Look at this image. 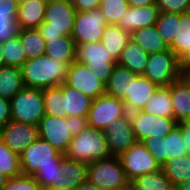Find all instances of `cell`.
I'll return each instance as SVG.
<instances>
[{"label": "cell", "instance_id": "cell-25", "mask_svg": "<svg viewBox=\"0 0 190 190\" xmlns=\"http://www.w3.org/2000/svg\"><path fill=\"white\" fill-rule=\"evenodd\" d=\"M149 54L131 39L122 50L120 59L117 61L119 66L128 68L132 73L143 75L148 63Z\"/></svg>", "mask_w": 190, "mask_h": 190}, {"label": "cell", "instance_id": "cell-7", "mask_svg": "<svg viewBox=\"0 0 190 190\" xmlns=\"http://www.w3.org/2000/svg\"><path fill=\"white\" fill-rule=\"evenodd\" d=\"M143 76L157 86H169L181 76V63L171 50L149 54Z\"/></svg>", "mask_w": 190, "mask_h": 190}, {"label": "cell", "instance_id": "cell-51", "mask_svg": "<svg viewBox=\"0 0 190 190\" xmlns=\"http://www.w3.org/2000/svg\"><path fill=\"white\" fill-rule=\"evenodd\" d=\"M175 190H190V179L177 185Z\"/></svg>", "mask_w": 190, "mask_h": 190}, {"label": "cell", "instance_id": "cell-45", "mask_svg": "<svg viewBox=\"0 0 190 190\" xmlns=\"http://www.w3.org/2000/svg\"><path fill=\"white\" fill-rule=\"evenodd\" d=\"M101 0H75L73 6L76 11L86 12L89 10L98 9Z\"/></svg>", "mask_w": 190, "mask_h": 190}, {"label": "cell", "instance_id": "cell-57", "mask_svg": "<svg viewBox=\"0 0 190 190\" xmlns=\"http://www.w3.org/2000/svg\"><path fill=\"white\" fill-rule=\"evenodd\" d=\"M42 1H44V2H46V3H47V2H50V1H52V0H42Z\"/></svg>", "mask_w": 190, "mask_h": 190}, {"label": "cell", "instance_id": "cell-6", "mask_svg": "<svg viewBox=\"0 0 190 190\" xmlns=\"http://www.w3.org/2000/svg\"><path fill=\"white\" fill-rule=\"evenodd\" d=\"M75 61L91 68L98 76V80L105 85L117 64V61L100 41L76 45Z\"/></svg>", "mask_w": 190, "mask_h": 190}, {"label": "cell", "instance_id": "cell-5", "mask_svg": "<svg viewBox=\"0 0 190 190\" xmlns=\"http://www.w3.org/2000/svg\"><path fill=\"white\" fill-rule=\"evenodd\" d=\"M11 120L37 125L45 116L42 89L24 87L11 100Z\"/></svg>", "mask_w": 190, "mask_h": 190}, {"label": "cell", "instance_id": "cell-15", "mask_svg": "<svg viewBox=\"0 0 190 190\" xmlns=\"http://www.w3.org/2000/svg\"><path fill=\"white\" fill-rule=\"evenodd\" d=\"M38 132L41 139L65 154L73 138L70 116L57 118L45 115L38 124Z\"/></svg>", "mask_w": 190, "mask_h": 190}, {"label": "cell", "instance_id": "cell-26", "mask_svg": "<svg viewBox=\"0 0 190 190\" xmlns=\"http://www.w3.org/2000/svg\"><path fill=\"white\" fill-rule=\"evenodd\" d=\"M130 39L141 46L148 54L170 50V47L160 36L156 25L134 30L130 34Z\"/></svg>", "mask_w": 190, "mask_h": 190}, {"label": "cell", "instance_id": "cell-18", "mask_svg": "<svg viewBox=\"0 0 190 190\" xmlns=\"http://www.w3.org/2000/svg\"><path fill=\"white\" fill-rule=\"evenodd\" d=\"M160 14L156 4L143 7H129L117 24L121 29L130 34L137 29L155 25Z\"/></svg>", "mask_w": 190, "mask_h": 190}, {"label": "cell", "instance_id": "cell-17", "mask_svg": "<svg viewBox=\"0 0 190 190\" xmlns=\"http://www.w3.org/2000/svg\"><path fill=\"white\" fill-rule=\"evenodd\" d=\"M39 137L38 126L10 121L1 129V141L13 152L21 153Z\"/></svg>", "mask_w": 190, "mask_h": 190}, {"label": "cell", "instance_id": "cell-23", "mask_svg": "<svg viewBox=\"0 0 190 190\" xmlns=\"http://www.w3.org/2000/svg\"><path fill=\"white\" fill-rule=\"evenodd\" d=\"M63 89V114L67 116L87 117L92 99L80 91L70 88L65 83L60 85Z\"/></svg>", "mask_w": 190, "mask_h": 190}, {"label": "cell", "instance_id": "cell-16", "mask_svg": "<svg viewBox=\"0 0 190 190\" xmlns=\"http://www.w3.org/2000/svg\"><path fill=\"white\" fill-rule=\"evenodd\" d=\"M104 133L111 156L119 157L137 141L129 113L108 125Z\"/></svg>", "mask_w": 190, "mask_h": 190}, {"label": "cell", "instance_id": "cell-14", "mask_svg": "<svg viewBox=\"0 0 190 190\" xmlns=\"http://www.w3.org/2000/svg\"><path fill=\"white\" fill-rule=\"evenodd\" d=\"M65 84L92 100L106 94V85L92 69L77 61L69 65Z\"/></svg>", "mask_w": 190, "mask_h": 190}, {"label": "cell", "instance_id": "cell-39", "mask_svg": "<svg viewBox=\"0 0 190 190\" xmlns=\"http://www.w3.org/2000/svg\"><path fill=\"white\" fill-rule=\"evenodd\" d=\"M62 175L63 166L60 164L41 166L32 176L42 189H57L59 184H61Z\"/></svg>", "mask_w": 190, "mask_h": 190}, {"label": "cell", "instance_id": "cell-12", "mask_svg": "<svg viewBox=\"0 0 190 190\" xmlns=\"http://www.w3.org/2000/svg\"><path fill=\"white\" fill-rule=\"evenodd\" d=\"M129 115L132 121L134 136L139 142L148 137L161 139L169 134L178 123L174 118L149 115L143 111L132 112Z\"/></svg>", "mask_w": 190, "mask_h": 190}, {"label": "cell", "instance_id": "cell-22", "mask_svg": "<svg viewBox=\"0 0 190 190\" xmlns=\"http://www.w3.org/2000/svg\"><path fill=\"white\" fill-rule=\"evenodd\" d=\"M20 0H0V43L19 35L20 27L16 20Z\"/></svg>", "mask_w": 190, "mask_h": 190}, {"label": "cell", "instance_id": "cell-54", "mask_svg": "<svg viewBox=\"0 0 190 190\" xmlns=\"http://www.w3.org/2000/svg\"><path fill=\"white\" fill-rule=\"evenodd\" d=\"M60 1H63L65 3H68V4H72L74 3L75 0H60Z\"/></svg>", "mask_w": 190, "mask_h": 190}, {"label": "cell", "instance_id": "cell-33", "mask_svg": "<svg viewBox=\"0 0 190 190\" xmlns=\"http://www.w3.org/2000/svg\"><path fill=\"white\" fill-rule=\"evenodd\" d=\"M130 187L132 190H175L163 169L134 178L130 181Z\"/></svg>", "mask_w": 190, "mask_h": 190}, {"label": "cell", "instance_id": "cell-32", "mask_svg": "<svg viewBox=\"0 0 190 190\" xmlns=\"http://www.w3.org/2000/svg\"><path fill=\"white\" fill-rule=\"evenodd\" d=\"M134 75L128 68L116 64L106 84V94L124 101L128 97L129 81Z\"/></svg>", "mask_w": 190, "mask_h": 190}, {"label": "cell", "instance_id": "cell-50", "mask_svg": "<svg viewBox=\"0 0 190 190\" xmlns=\"http://www.w3.org/2000/svg\"><path fill=\"white\" fill-rule=\"evenodd\" d=\"M74 190H102L97 185L89 182L86 180L85 182L81 183L76 189Z\"/></svg>", "mask_w": 190, "mask_h": 190}, {"label": "cell", "instance_id": "cell-24", "mask_svg": "<svg viewBox=\"0 0 190 190\" xmlns=\"http://www.w3.org/2000/svg\"><path fill=\"white\" fill-rule=\"evenodd\" d=\"M61 165L63 175L57 189L74 190L87 180L88 164L64 156Z\"/></svg>", "mask_w": 190, "mask_h": 190}, {"label": "cell", "instance_id": "cell-38", "mask_svg": "<svg viewBox=\"0 0 190 190\" xmlns=\"http://www.w3.org/2000/svg\"><path fill=\"white\" fill-rule=\"evenodd\" d=\"M45 106V115L64 118L63 114V89L60 86L50 87L42 90Z\"/></svg>", "mask_w": 190, "mask_h": 190}, {"label": "cell", "instance_id": "cell-29", "mask_svg": "<svg viewBox=\"0 0 190 190\" xmlns=\"http://www.w3.org/2000/svg\"><path fill=\"white\" fill-rule=\"evenodd\" d=\"M146 114L158 117L173 118V107L169 86H158L153 96L145 104L143 110Z\"/></svg>", "mask_w": 190, "mask_h": 190}, {"label": "cell", "instance_id": "cell-3", "mask_svg": "<svg viewBox=\"0 0 190 190\" xmlns=\"http://www.w3.org/2000/svg\"><path fill=\"white\" fill-rule=\"evenodd\" d=\"M76 12L72 4L60 0L47 2L44 21L38 27L44 40L71 36Z\"/></svg>", "mask_w": 190, "mask_h": 190}, {"label": "cell", "instance_id": "cell-48", "mask_svg": "<svg viewBox=\"0 0 190 190\" xmlns=\"http://www.w3.org/2000/svg\"><path fill=\"white\" fill-rule=\"evenodd\" d=\"M181 77L190 87V61L181 64Z\"/></svg>", "mask_w": 190, "mask_h": 190}, {"label": "cell", "instance_id": "cell-28", "mask_svg": "<svg viewBox=\"0 0 190 190\" xmlns=\"http://www.w3.org/2000/svg\"><path fill=\"white\" fill-rule=\"evenodd\" d=\"M129 40V32L121 29L118 25L107 24L100 42L106 47L111 56L118 61Z\"/></svg>", "mask_w": 190, "mask_h": 190}, {"label": "cell", "instance_id": "cell-31", "mask_svg": "<svg viewBox=\"0 0 190 190\" xmlns=\"http://www.w3.org/2000/svg\"><path fill=\"white\" fill-rule=\"evenodd\" d=\"M24 87L19 67L3 66L0 68V97L10 101Z\"/></svg>", "mask_w": 190, "mask_h": 190}, {"label": "cell", "instance_id": "cell-8", "mask_svg": "<svg viewBox=\"0 0 190 190\" xmlns=\"http://www.w3.org/2000/svg\"><path fill=\"white\" fill-rule=\"evenodd\" d=\"M64 156V153L38 137L20 155L22 175L32 176L41 166L60 165Z\"/></svg>", "mask_w": 190, "mask_h": 190}, {"label": "cell", "instance_id": "cell-35", "mask_svg": "<svg viewBox=\"0 0 190 190\" xmlns=\"http://www.w3.org/2000/svg\"><path fill=\"white\" fill-rule=\"evenodd\" d=\"M162 169L175 187L188 181L190 179V154L167 160Z\"/></svg>", "mask_w": 190, "mask_h": 190}, {"label": "cell", "instance_id": "cell-27", "mask_svg": "<svg viewBox=\"0 0 190 190\" xmlns=\"http://www.w3.org/2000/svg\"><path fill=\"white\" fill-rule=\"evenodd\" d=\"M169 47L181 64L190 61V11L180 14L177 36Z\"/></svg>", "mask_w": 190, "mask_h": 190}, {"label": "cell", "instance_id": "cell-36", "mask_svg": "<svg viewBox=\"0 0 190 190\" xmlns=\"http://www.w3.org/2000/svg\"><path fill=\"white\" fill-rule=\"evenodd\" d=\"M0 174L8 179L22 175L20 155L0 140Z\"/></svg>", "mask_w": 190, "mask_h": 190}, {"label": "cell", "instance_id": "cell-9", "mask_svg": "<svg viewBox=\"0 0 190 190\" xmlns=\"http://www.w3.org/2000/svg\"><path fill=\"white\" fill-rule=\"evenodd\" d=\"M153 158L161 165L167 160L189 154L187 145L183 140L181 128L176 125L169 134L161 139L148 137L142 141Z\"/></svg>", "mask_w": 190, "mask_h": 190}, {"label": "cell", "instance_id": "cell-30", "mask_svg": "<svg viewBox=\"0 0 190 190\" xmlns=\"http://www.w3.org/2000/svg\"><path fill=\"white\" fill-rule=\"evenodd\" d=\"M46 55L49 58L61 60L69 65L75 61L76 44L71 36L47 39L45 41Z\"/></svg>", "mask_w": 190, "mask_h": 190}, {"label": "cell", "instance_id": "cell-42", "mask_svg": "<svg viewBox=\"0 0 190 190\" xmlns=\"http://www.w3.org/2000/svg\"><path fill=\"white\" fill-rule=\"evenodd\" d=\"M38 182L33 176L20 175L9 178L1 190H41Z\"/></svg>", "mask_w": 190, "mask_h": 190}, {"label": "cell", "instance_id": "cell-20", "mask_svg": "<svg viewBox=\"0 0 190 190\" xmlns=\"http://www.w3.org/2000/svg\"><path fill=\"white\" fill-rule=\"evenodd\" d=\"M45 8L42 0H20L16 18L20 29H38L44 21Z\"/></svg>", "mask_w": 190, "mask_h": 190}, {"label": "cell", "instance_id": "cell-52", "mask_svg": "<svg viewBox=\"0 0 190 190\" xmlns=\"http://www.w3.org/2000/svg\"><path fill=\"white\" fill-rule=\"evenodd\" d=\"M5 66L4 54H3V43H0V68Z\"/></svg>", "mask_w": 190, "mask_h": 190}, {"label": "cell", "instance_id": "cell-56", "mask_svg": "<svg viewBox=\"0 0 190 190\" xmlns=\"http://www.w3.org/2000/svg\"><path fill=\"white\" fill-rule=\"evenodd\" d=\"M41 190H62V189H52V188H46V189H41Z\"/></svg>", "mask_w": 190, "mask_h": 190}, {"label": "cell", "instance_id": "cell-34", "mask_svg": "<svg viewBox=\"0 0 190 190\" xmlns=\"http://www.w3.org/2000/svg\"><path fill=\"white\" fill-rule=\"evenodd\" d=\"M18 36L27 60L46 55L45 40L38 29H20Z\"/></svg>", "mask_w": 190, "mask_h": 190}, {"label": "cell", "instance_id": "cell-11", "mask_svg": "<svg viewBox=\"0 0 190 190\" xmlns=\"http://www.w3.org/2000/svg\"><path fill=\"white\" fill-rule=\"evenodd\" d=\"M127 114L123 101L104 94L92 100L87 121L88 125L99 130H105L108 125Z\"/></svg>", "mask_w": 190, "mask_h": 190}, {"label": "cell", "instance_id": "cell-13", "mask_svg": "<svg viewBox=\"0 0 190 190\" xmlns=\"http://www.w3.org/2000/svg\"><path fill=\"white\" fill-rule=\"evenodd\" d=\"M107 22L101 10L94 9L86 12H76L71 37L75 44L99 42Z\"/></svg>", "mask_w": 190, "mask_h": 190}, {"label": "cell", "instance_id": "cell-41", "mask_svg": "<svg viewBox=\"0 0 190 190\" xmlns=\"http://www.w3.org/2000/svg\"><path fill=\"white\" fill-rule=\"evenodd\" d=\"M129 7L127 0H101L99 9L104 14L107 24L117 25Z\"/></svg>", "mask_w": 190, "mask_h": 190}, {"label": "cell", "instance_id": "cell-46", "mask_svg": "<svg viewBox=\"0 0 190 190\" xmlns=\"http://www.w3.org/2000/svg\"><path fill=\"white\" fill-rule=\"evenodd\" d=\"M87 125V117L70 116L72 136L78 135Z\"/></svg>", "mask_w": 190, "mask_h": 190}, {"label": "cell", "instance_id": "cell-21", "mask_svg": "<svg viewBox=\"0 0 190 190\" xmlns=\"http://www.w3.org/2000/svg\"><path fill=\"white\" fill-rule=\"evenodd\" d=\"M173 118L177 122L190 119V87L180 76L170 85Z\"/></svg>", "mask_w": 190, "mask_h": 190}, {"label": "cell", "instance_id": "cell-40", "mask_svg": "<svg viewBox=\"0 0 190 190\" xmlns=\"http://www.w3.org/2000/svg\"><path fill=\"white\" fill-rule=\"evenodd\" d=\"M3 54L5 66L20 68L27 61L19 36L3 42Z\"/></svg>", "mask_w": 190, "mask_h": 190}, {"label": "cell", "instance_id": "cell-4", "mask_svg": "<svg viewBox=\"0 0 190 190\" xmlns=\"http://www.w3.org/2000/svg\"><path fill=\"white\" fill-rule=\"evenodd\" d=\"M87 180L102 190H117L130 186V180L117 156L90 162Z\"/></svg>", "mask_w": 190, "mask_h": 190}, {"label": "cell", "instance_id": "cell-47", "mask_svg": "<svg viewBox=\"0 0 190 190\" xmlns=\"http://www.w3.org/2000/svg\"><path fill=\"white\" fill-rule=\"evenodd\" d=\"M177 125L181 128L183 140L185 144L187 145L188 151L190 152V121L184 120V121L178 122Z\"/></svg>", "mask_w": 190, "mask_h": 190}, {"label": "cell", "instance_id": "cell-10", "mask_svg": "<svg viewBox=\"0 0 190 190\" xmlns=\"http://www.w3.org/2000/svg\"><path fill=\"white\" fill-rule=\"evenodd\" d=\"M119 159L130 181L140 175L157 172L162 169L145 145L139 141H136L123 152Z\"/></svg>", "mask_w": 190, "mask_h": 190}, {"label": "cell", "instance_id": "cell-37", "mask_svg": "<svg viewBox=\"0 0 190 190\" xmlns=\"http://www.w3.org/2000/svg\"><path fill=\"white\" fill-rule=\"evenodd\" d=\"M180 14L160 12L156 22L157 30L166 44L170 46L177 36Z\"/></svg>", "mask_w": 190, "mask_h": 190}, {"label": "cell", "instance_id": "cell-2", "mask_svg": "<svg viewBox=\"0 0 190 190\" xmlns=\"http://www.w3.org/2000/svg\"><path fill=\"white\" fill-rule=\"evenodd\" d=\"M64 155L86 164L111 157L104 130L87 125L78 135L73 136Z\"/></svg>", "mask_w": 190, "mask_h": 190}, {"label": "cell", "instance_id": "cell-19", "mask_svg": "<svg viewBox=\"0 0 190 190\" xmlns=\"http://www.w3.org/2000/svg\"><path fill=\"white\" fill-rule=\"evenodd\" d=\"M157 87L143 75L135 74L129 81L128 97L123 101L127 112L142 111Z\"/></svg>", "mask_w": 190, "mask_h": 190}, {"label": "cell", "instance_id": "cell-1", "mask_svg": "<svg viewBox=\"0 0 190 190\" xmlns=\"http://www.w3.org/2000/svg\"><path fill=\"white\" fill-rule=\"evenodd\" d=\"M68 67L64 61L43 55L28 59L20 69L25 87L43 90L65 83Z\"/></svg>", "mask_w": 190, "mask_h": 190}, {"label": "cell", "instance_id": "cell-44", "mask_svg": "<svg viewBox=\"0 0 190 190\" xmlns=\"http://www.w3.org/2000/svg\"><path fill=\"white\" fill-rule=\"evenodd\" d=\"M11 121L10 101L0 97V129Z\"/></svg>", "mask_w": 190, "mask_h": 190}, {"label": "cell", "instance_id": "cell-53", "mask_svg": "<svg viewBox=\"0 0 190 190\" xmlns=\"http://www.w3.org/2000/svg\"><path fill=\"white\" fill-rule=\"evenodd\" d=\"M7 181H8V178L0 174V190L5 186Z\"/></svg>", "mask_w": 190, "mask_h": 190}, {"label": "cell", "instance_id": "cell-43", "mask_svg": "<svg viewBox=\"0 0 190 190\" xmlns=\"http://www.w3.org/2000/svg\"><path fill=\"white\" fill-rule=\"evenodd\" d=\"M160 12L182 14L190 11V0H156Z\"/></svg>", "mask_w": 190, "mask_h": 190}, {"label": "cell", "instance_id": "cell-49", "mask_svg": "<svg viewBox=\"0 0 190 190\" xmlns=\"http://www.w3.org/2000/svg\"><path fill=\"white\" fill-rule=\"evenodd\" d=\"M130 7H143L156 4V0H127Z\"/></svg>", "mask_w": 190, "mask_h": 190}, {"label": "cell", "instance_id": "cell-55", "mask_svg": "<svg viewBox=\"0 0 190 190\" xmlns=\"http://www.w3.org/2000/svg\"><path fill=\"white\" fill-rule=\"evenodd\" d=\"M117 190H132L130 186L126 187V188H121V189H117Z\"/></svg>", "mask_w": 190, "mask_h": 190}]
</instances>
